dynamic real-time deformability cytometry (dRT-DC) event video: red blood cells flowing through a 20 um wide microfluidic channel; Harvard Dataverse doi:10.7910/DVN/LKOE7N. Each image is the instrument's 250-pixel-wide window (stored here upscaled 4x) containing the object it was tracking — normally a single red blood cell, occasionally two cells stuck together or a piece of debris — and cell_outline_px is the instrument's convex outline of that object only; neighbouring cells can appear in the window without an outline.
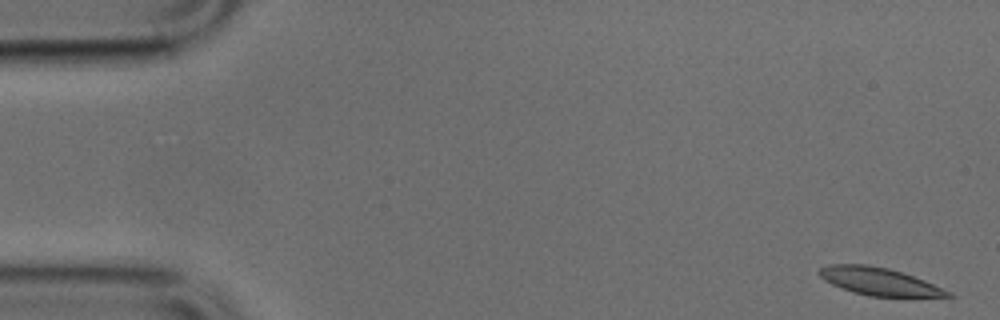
{"species": "common noctule bat (a hibernating species)", "species_latin": "Nyctalus noctula", "temperature_condition": "cold", "stored_images_in_passage": 50, "camera_frame_rate_fps": 3000, "um_per_image_px": 0.085, "animal": {"sex": "male", "body_mass_g": 17.9, "forearm_length_mm": 54.2}, "frame": {"image": 1, "passage_image": 1, "time_ms": 0.0, "image_size_px": [1000, 320], "cell_outline_px": [[956, 296], [868, 296], [852, 292], [832, 284], [824, 280], [820, 276], [820, 268], [828, 264], [868, 264], [888, 268], [924, 280], [952, 292]], "centroid_in_image_um": [74.7, 23.91], "position_along_channel_um": 10.3, "area_um2": 20.4}}
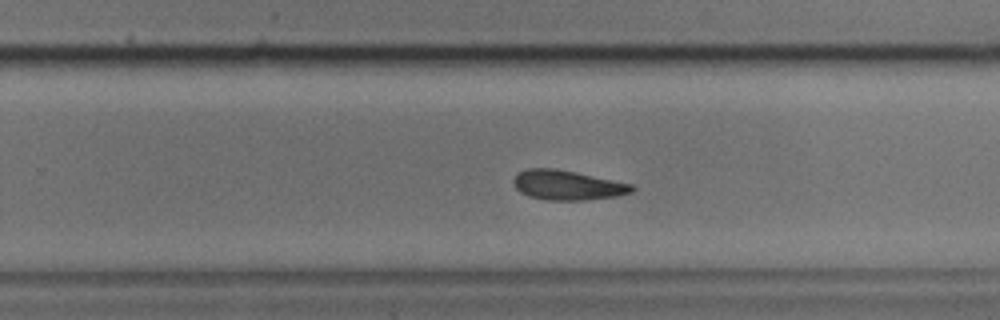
{"frame": {"image": 2, "passage_image": 31, "time_ms": 10.0, "image_size_px": [1000, 320], "cell_outline_px": [[636, 188], [632, 192], [616, 196], [584, 200], [548, 200], [528, 196], [520, 192], [516, 188], [512, 180], [516, 172], [528, 168], [556, 168], [576, 172], [632, 184]], "centroid_in_image_um": [48.19, 15.73], "position_along_channel_um": 281.6, "area_um2": 20.58}}
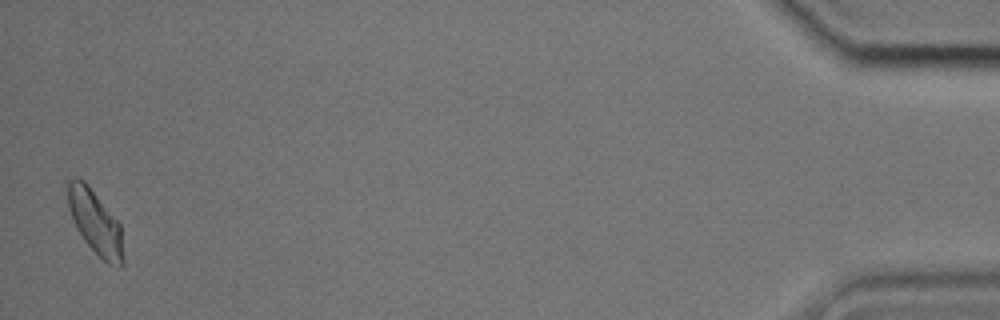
{"frame": {"image": 3, "passage_image": 49, "time_ms": 16.0, "image_size_px": [1000, 320], "cell_outline_px": [[124, 264], [120, 268], [116, 268], [108, 264], [84, 240], [76, 228], [72, 220], [68, 204], [68, 180], [72, 176], [76, 176], [84, 180], [88, 184], [120, 224], [124, 260]], "centroid_in_image_um": [8.1, 18.89], "position_along_channel_um": 427.1, "area_um2": 20.69}}